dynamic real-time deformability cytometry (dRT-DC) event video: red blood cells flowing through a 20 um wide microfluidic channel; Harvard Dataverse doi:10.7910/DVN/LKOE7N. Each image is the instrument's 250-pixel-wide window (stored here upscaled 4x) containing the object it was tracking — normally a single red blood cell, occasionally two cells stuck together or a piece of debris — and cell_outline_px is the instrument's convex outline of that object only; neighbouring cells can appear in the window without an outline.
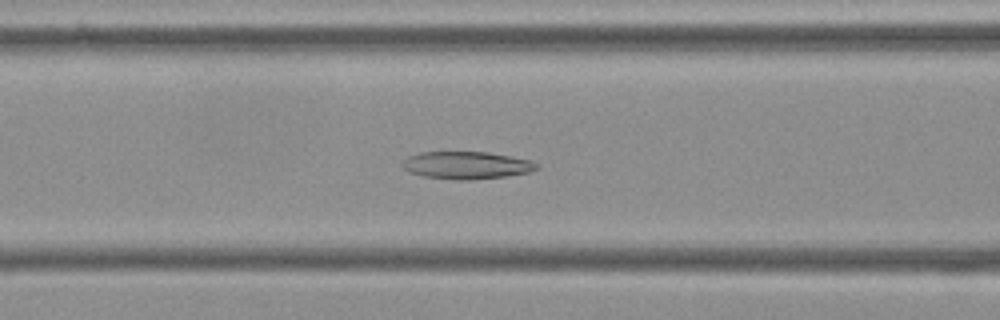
{"species": "Egyptian fruit bat (a non-hibernating species)", "species_latin": "Rousettus aegyptiacus", "temperature_condition": "cold", "stored_images_in_passage": 54, "camera_frame_rate_fps": 3000, "um_per_image_px": 0.085, "frame": {"image": 1, "passage_image": 21, "time_ms": 6.667, "image_size_px": [1000, 320], "cell_outline_px": [[540, 168], [528, 172], [504, 176], [468, 180], [456, 180], [424, 176], [408, 172], [404, 168], [404, 160], [408, 156], [420, 152], [488, 152], [532, 160], [540, 164]], "centroid_in_image_um": [39.69, 14.04], "position_along_channel_um": 126.9, "area_um2": 21.44}}
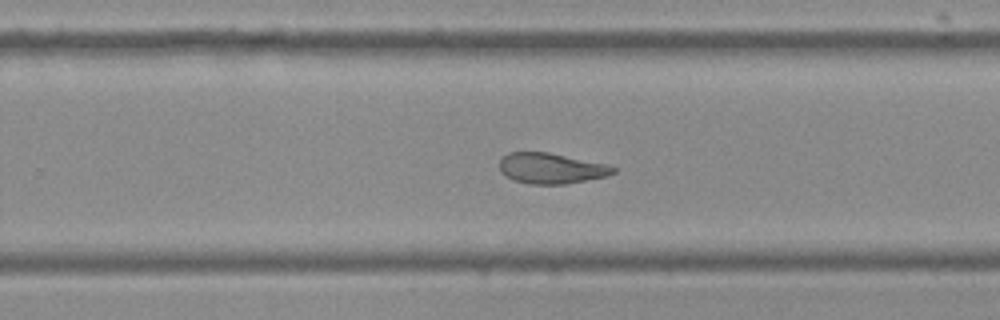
{"frame": {"image": 2, "passage_image": 34, "time_ms": 11.0, "image_size_px": [1000, 320], "cell_outline_px": [[616, 172], [608, 176], [564, 184], [532, 184], [512, 180], [504, 176], [500, 172], [500, 160], [508, 152], [548, 152], [608, 164], [616, 168]], "centroid_in_image_um": [46.85, 14.31], "position_along_channel_um": 283.0, "area_um2": 20.4}}
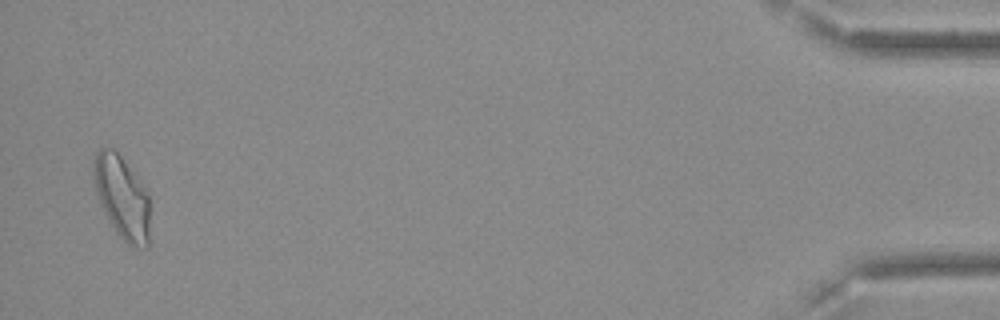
{"frame": {"image": 3, "passage_image": 53, "time_ms": 17.333, "image_size_px": [1000, 320], "cell_outline_px": [[148, 248], [132, 248], [116, 232], [100, 204], [96, 192], [92, 176], [92, 160], [96, 152], [100, 148], [112, 148], [120, 156], [140, 180], [148, 192]], "centroid_in_image_um": [10.34, 16.76], "position_along_channel_um": 424.9, "area_um2": 27.17}, "authors_computed_cell_mechanics": {"area_um2": 22.9177, "velocity_mm_per_s": 3.6047, "shape_relaxation_time_tau1_ms": null, "shape_relaxation_time_tau2_ms": 4.025, "deformation_change_tau1": null, "deformation_change_tau2": 0.1132}}